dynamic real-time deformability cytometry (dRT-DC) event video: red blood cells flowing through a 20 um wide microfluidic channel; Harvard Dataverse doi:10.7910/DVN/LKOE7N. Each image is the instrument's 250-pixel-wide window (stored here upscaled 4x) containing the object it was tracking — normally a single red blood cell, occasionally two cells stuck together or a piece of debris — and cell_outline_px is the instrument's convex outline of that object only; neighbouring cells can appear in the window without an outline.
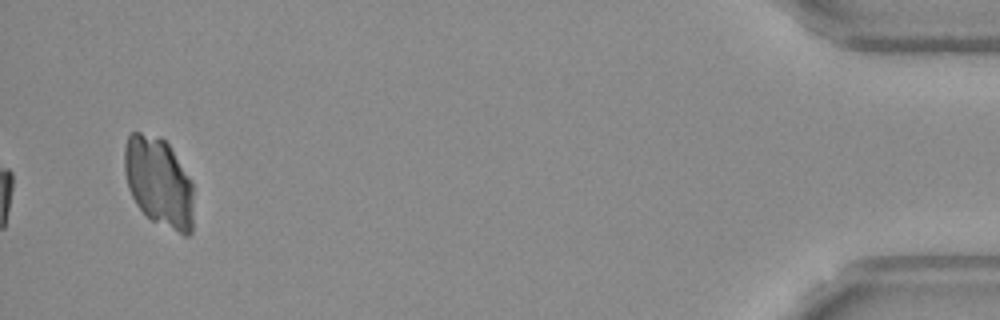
{"species": "Egyptian fruit bat (a non-hibernating species)", "species_latin": "Rousettus aegyptiacus", "temperature_condition": "warm", "stored_images_in_passage": 43, "camera_frame_rate_fps": 3000, "um_per_image_px": 0.085, "frame": {"image": 1, "passage_image": 41, "time_ms": 13.333, "image_size_px": [1000, 320], "cell_outline_px": [[192, 232], [188, 236], [184, 236], [152, 220], [136, 204], [128, 188], [124, 172], [124, 144], [128, 136], [132, 132], [140, 132], [160, 136], [168, 144], [192, 180]], "centroid_in_image_um": [13.49, 15.46], "position_along_channel_um": 421.7, "area_um2": 36.24}}